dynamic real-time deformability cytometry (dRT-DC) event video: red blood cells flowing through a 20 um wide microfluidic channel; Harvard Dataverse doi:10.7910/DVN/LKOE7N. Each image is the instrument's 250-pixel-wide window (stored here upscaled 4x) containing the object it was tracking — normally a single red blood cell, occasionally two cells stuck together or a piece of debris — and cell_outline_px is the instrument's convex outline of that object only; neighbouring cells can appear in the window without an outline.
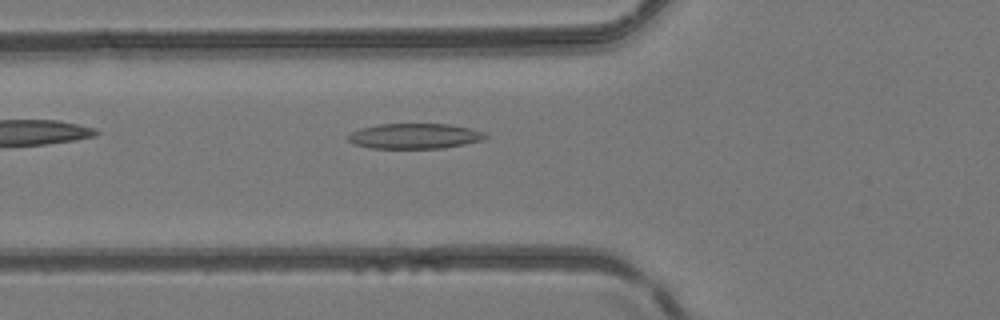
{"species": "common noctule bat (a hibernating species)", "species_latin": "Nyctalus noctula", "temperature_condition": "room temperature", "stored_images_in_passage": 3, "camera_frame_rate_fps": 3000, "um_per_image_px": 0.085, "animal": {"sex": "female", "body_mass_g": 24.6, "forearm_length_mm": 56.2}, "frame": {"image": 1, "passage_image": 3, "time_ms": 2.333, "image_size_px": [1000, 320], "cell_outline_px": [[488, 136], [484, 140], [444, 148], [368, 148], [352, 144], [348, 140], [348, 136], [352, 132], [360, 128], [376, 124], [448, 124], [472, 128], [484, 132]], "centroid_in_image_um": [35.25, 11.56], "position_along_channel_um": 90.6, "area_um2": 20.4}}